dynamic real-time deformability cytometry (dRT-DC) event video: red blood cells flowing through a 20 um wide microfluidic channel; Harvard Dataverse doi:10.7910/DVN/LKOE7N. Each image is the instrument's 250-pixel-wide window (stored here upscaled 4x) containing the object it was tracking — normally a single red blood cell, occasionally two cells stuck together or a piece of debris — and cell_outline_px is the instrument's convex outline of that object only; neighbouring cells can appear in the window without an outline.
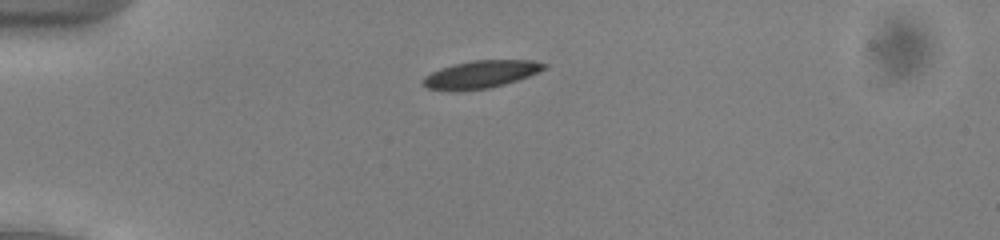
{"species": "common noctule bat (a hibernating species)", "species_latin": "Nyctalus noctula", "temperature_condition": "cold", "stored_images_in_passage": 48, "camera_frame_rate_fps": 3000, "um_per_image_px": 0.085, "animal": {"sex": "male", "body_mass_g": 13.0, "forearm_length_mm": 53.1}, "frame": {"image": 1, "passage_image": 9, "time_ms": 2.667, "image_size_px": [1000, 240], "cell_outline_px": [[548, 64], [544, 68], [528, 76], [504, 84], [488, 88], [428, 88], [420, 84], [420, 80], [424, 76], [440, 68], [452, 64], [472, 60], [532, 60]], "centroid_in_image_um": [40.86, 6.27], "position_along_channel_um": 44.1, "area_um2": 18.73}}
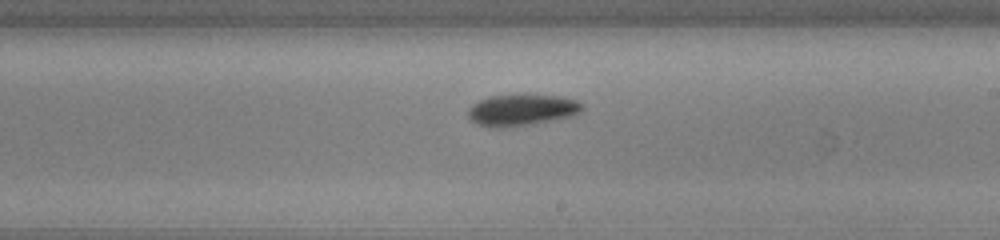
{"frame": {"image": 2, "passage_image": 27, "time_ms": 8.667, "image_size_px": [1000, 240], "cell_outline_px": [[584, 108], [576, 116], [532, 124], [504, 128], [488, 128], [476, 124], [468, 116], [468, 108], [472, 104], [488, 96], [516, 92], [524, 92], [564, 96], [576, 100], [584, 104]], "centroid_in_image_um": [44.38, 9.31], "position_along_channel_um": 244.6, "area_um2": 22.25}}
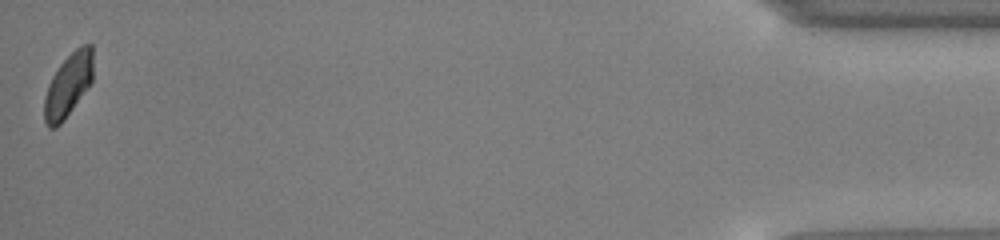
{"frame": {"image": 3, "passage_image": 48, "time_ms": 15.667, "image_size_px": [1000, 240], "cell_outline_px": [[92, 80], [64, 120], [56, 128], [48, 128], [44, 120], [44, 100], [48, 84], [52, 76], [60, 64], [80, 44], [92, 44]], "centroid_in_image_um": [5.77, 7.24], "position_along_channel_um": 429.4, "area_um2": 17.74}, "authors_computed_cell_mechanics": {"area_um2": 19.3919, "velocity_mm_per_s": 3.8749, "shape_relaxation_time_tau1_ms": 2.6218, "shape_relaxation_time_tau2_ms": null, "deformation_change_tau1": 0.0644, "deformation_change_tau2": null}}